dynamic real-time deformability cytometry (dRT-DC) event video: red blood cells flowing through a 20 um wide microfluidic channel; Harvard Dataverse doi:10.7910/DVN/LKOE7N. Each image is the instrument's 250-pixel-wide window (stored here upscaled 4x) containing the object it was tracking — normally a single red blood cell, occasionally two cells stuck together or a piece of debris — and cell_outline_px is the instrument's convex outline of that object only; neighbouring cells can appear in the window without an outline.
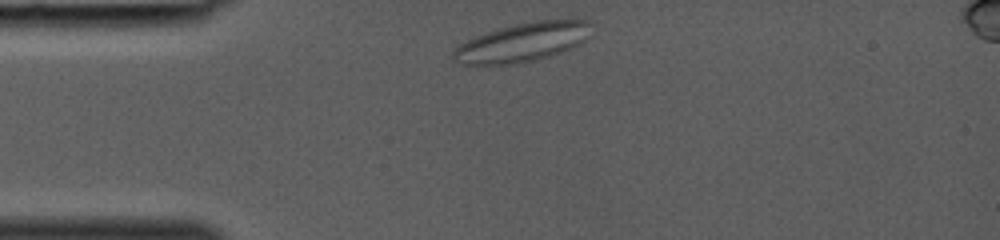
{"species": "common noctule bat (a hibernating species)", "species_latin": "Nyctalus noctula", "temperature_condition": "room temperature", "stored_images_in_passage": 27, "camera_frame_rate_fps": 3000, "um_per_image_px": 0.085, "animal": {"sex": "female", "body_mass_g": 19.0, "forearm_length_mm": 53.3}, "frame": {"image": 1, "passage_image": 1, "time_ms": 0.0, "image_size_px": [1000, 240], "cell_outline_px": [[596, 24], [588, 40], [572, 48], [536, 60], [516, 64], [460, 64], [452, 60], [452, 52], [460, 44], [476, 36], [500, 28], [516, 24], [536, 20], [588, 20]], "centroid_in_image_um": [44.5, 3.59], "position_along_channel_um": 40.5, "area_um2": 31.5}}
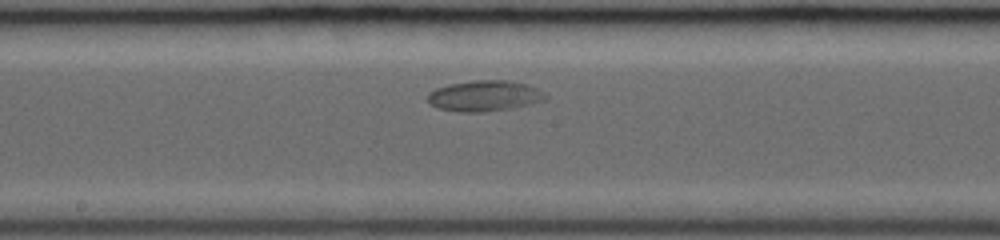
{"frame": {"image": 2, "passage_image": 13, "time_ms": 4.0, "image_size_px": [1000, 240], "cell_outline_px": [[548, 96], [544, 100], [512, 108], [484, 112], [464, 112], [436, 108], [428, 100], [428, 92], [436, 88], [448, 84], [472, 80], [508, 80], [524, 84], [536, 88], [544, 92]], "centroid_in_image_um": [41.16, 8.14], "position_along_channel_um": 207.0, "area_um2": 21.04}}
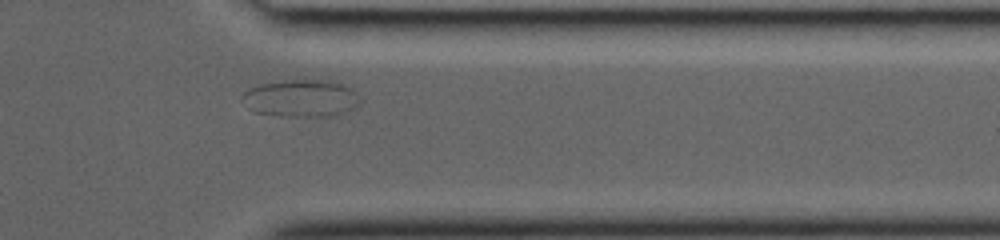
{"frame": {"image": 3, "passage_image": 24, "time_ms": 7.667, "image_size_px": [1000, 240], "cell_outline_px": [[360, 104], [356, 108], [332, 116], [280, 116], [252, 112], [240, 100], [240, 96], [244, 92], [260, 84], [284, 80], [328, 80], [344, 84], [352, 88], [356, 92], [360, 100]], "centroid_in_image_um": [25.58, 8.36], "position_along_channel_um": 385.8, "area_um2": 25.95}}